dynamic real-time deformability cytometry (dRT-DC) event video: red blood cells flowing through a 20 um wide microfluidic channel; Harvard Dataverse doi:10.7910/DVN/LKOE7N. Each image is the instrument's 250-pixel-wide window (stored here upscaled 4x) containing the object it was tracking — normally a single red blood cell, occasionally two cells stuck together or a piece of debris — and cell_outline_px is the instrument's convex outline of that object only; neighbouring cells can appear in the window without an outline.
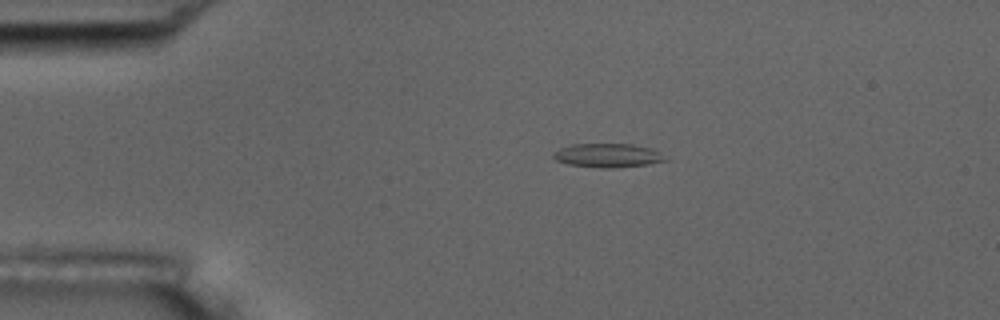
{"species": "common noctule bat (a hibernating species)", "species_latin": "Nyctalus noctula", "temperature_condition": "room temperature", "stored_images_in_passage": 3, "camera_frame_rate_fps": 3000, "um_per_image_px": 0.085, "animal": {"sex": "male", "body_mass_g": 17.5, "forearm_length_mm": 52.3}, "frame": {"image": 1, "passage_image": 1, "time_ms": 0.0, "image_size_px": [1000, 320], "cell_outline_px": [[668, 160], [648, 164], [612, 168], [600, 168], [568, 164], [556, 160], [552, 156], [552, 152], [560, 148], [572, 144], [632, 144], [652, 148], [660, 152]], "centroid_in_image_um": [51.65, 13.21], "position_along_channel_um": 33.4, "area_um2": 15.61}}
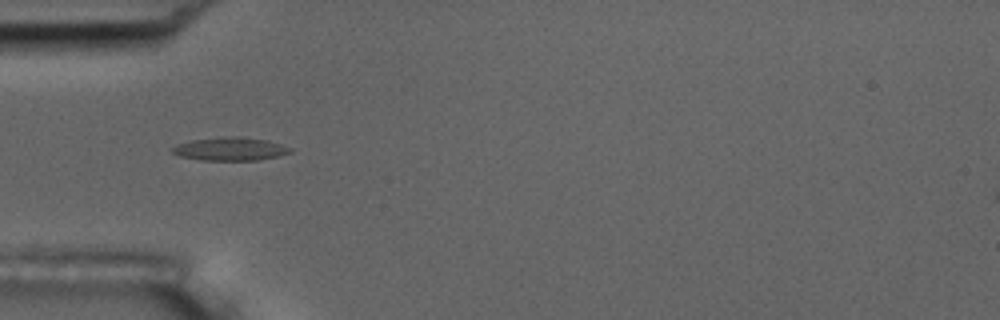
{"frame": {"image": 2, "passage_image": 2, "time_ms": 2.0, "image_size_px": [1000, 320], "cell_outline_px": [[292, 152], [280, 156], [256, 160], [200, 160], [180, 156], [172, 152], [172, 148], [176, 144], [192, 140], [224, 136], [240, 136], [268, 140], [292, 148]], "centroid_in_image_um": [19.59, 12.65], "position_along_channel_um": 65.4, "area_um2": 16.07}}